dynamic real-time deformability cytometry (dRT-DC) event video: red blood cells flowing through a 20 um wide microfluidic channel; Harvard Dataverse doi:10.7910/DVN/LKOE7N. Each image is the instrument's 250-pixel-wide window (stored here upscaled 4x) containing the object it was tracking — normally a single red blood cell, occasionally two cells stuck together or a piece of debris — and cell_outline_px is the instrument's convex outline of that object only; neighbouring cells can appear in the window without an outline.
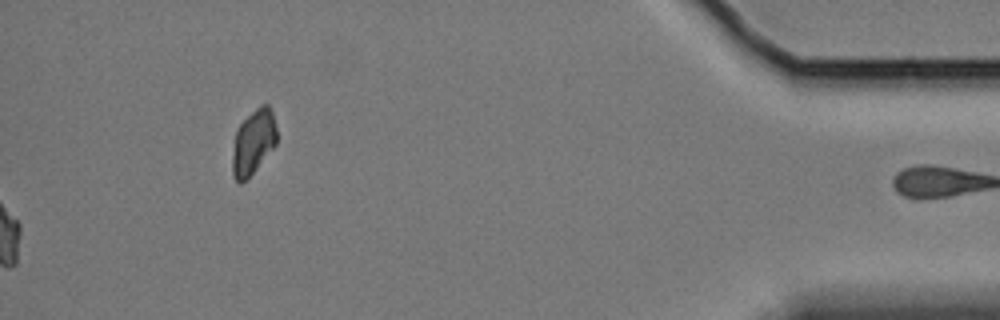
{"species": "Egyptian fruit bat (a non-hibernating species)", "species_latin": "Rousettus aegyptiacus", "temperature_condition": "cold", "stored_images_in_passage": 42, "camera_frame_rate_fps": 3000, "um_per_image_px": 0.085, "animal": {"sex": "female"}, "frame": {"image": 1, "passage_image": 42, "time_ms": 13.667, "image_size_px": [1000, 320], "cell_outline_px": [[276, 144], [252, 172], [244, 180], [236, 180], [232, 176], [232, 156], [236, 132], [240, 124], [260, 104], [268, 104], [272, 112], [276, 128]], "centroid_in_image_um": [21.53, 12.04], "position_along_channel_um": 413.7, "area_um2": 16.18}}